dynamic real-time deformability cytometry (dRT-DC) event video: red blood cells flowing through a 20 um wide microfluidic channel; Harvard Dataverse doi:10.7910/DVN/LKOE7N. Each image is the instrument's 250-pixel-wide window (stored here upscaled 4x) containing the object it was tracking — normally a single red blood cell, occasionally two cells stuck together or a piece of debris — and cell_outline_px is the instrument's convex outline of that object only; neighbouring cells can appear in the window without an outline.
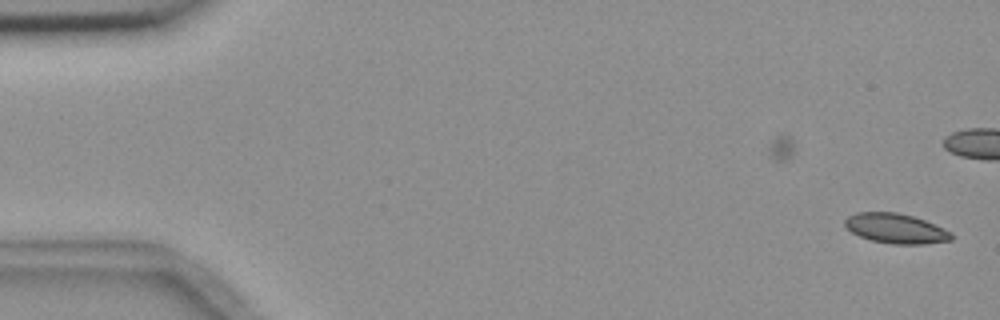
{"species": "common noctule bat (a hibernating species)", "species_latin": "Nyctalus noctula", "temperature_condition": "room temperature", "stored_images_in_passage": 2, "camera_frame_rate_fps": 3000, "um_per_image_px": 0.085, "animal": {"sex": "female", "body_mass_g": 18.4}, "frame": {"image": 1, "passage_image": 2, "time_ms": 1.333, "image_size_px": [1000, 320], "cell_outline_px": [[952, 240], [924, 244], [892, 244], [872, 240], [860, 236], [852, 232], [844, 224], [844, 220], [848, 216], [856, 212], [896, 212], [912, 216], [924, 220], [952, 232]], "centroid_in_image_um": [76.14, 19.42], "position_along_channel_um": 8.9, "area_um2": 18.38}}